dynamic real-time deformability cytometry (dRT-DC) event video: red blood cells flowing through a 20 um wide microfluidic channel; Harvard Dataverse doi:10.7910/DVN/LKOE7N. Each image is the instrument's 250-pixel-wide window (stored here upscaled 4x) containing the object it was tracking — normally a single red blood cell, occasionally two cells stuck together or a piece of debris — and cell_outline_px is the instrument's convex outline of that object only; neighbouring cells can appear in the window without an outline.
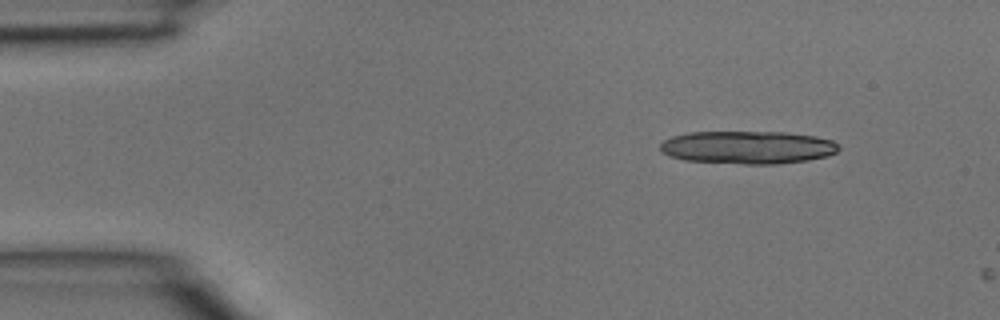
{"species": "common noctule bat (a hibernating species)", "species_latin": "Nyctalus noctula", "temperature_condition": "room temperature", "stored_images_in_passage": 2, "camera_frame_rate_fps": 3000, "um_per_image_px": 0.085, "animal": {"sex": "male", "body_mass_g": 15.6}, "frame": {"image": 1, "passage_image": 1, "time_ms": 0.0, "image_size_px": [1000, 320], "cell_outline_px": [[840, 148], [836, 152], [828, 156], [808, 160], [776, 164], [744, 164], [684, 160], [672, 156], [664, 152], [660, 148], [660, 144], [664, 140], [672, 136], [688, 132], [784, 132], [816, 136], [832, 140]], "centroid_in_image_um": [63.57, 12.52], "position_along_channel_um": 21.4, "area_um2": 34.22}}